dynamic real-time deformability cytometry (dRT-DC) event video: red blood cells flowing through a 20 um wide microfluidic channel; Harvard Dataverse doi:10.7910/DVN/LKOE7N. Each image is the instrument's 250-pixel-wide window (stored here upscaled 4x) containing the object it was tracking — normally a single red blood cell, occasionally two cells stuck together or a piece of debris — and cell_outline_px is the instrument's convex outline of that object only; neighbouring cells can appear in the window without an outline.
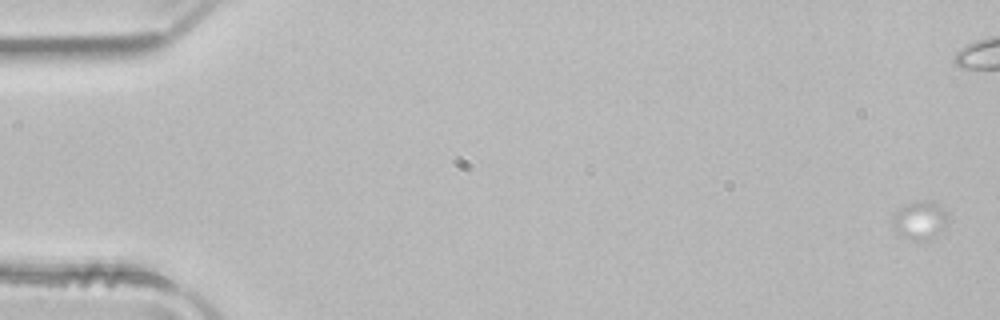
{"species": "common noctule bat (a hibernating species)", "species_latin": "Nyctalus noctula", "temperature_condition": "room temperature", "stored_images_in_passage": 20, "camera_frame_rate_fps": 3000, "um_per_image_px": 0.085, "animal": {"sex": "male", "body_mass_g": 21.5, "forearm_length_mm": 52.0}, "frame": {"image": 1, "passage_image": 1, "time_ms": 0.0, "image_size_px": [1000, 320], "cell_outline_px": [[948, 212], [944, 228], [936, 236], [924, 240], [916, 240], [904, 236], [896, 232], [892, 228], [892, 216], [904, 204], [912, 200], [928, 200], [944, 208]], "centroid_in_image_um": [78.17, 18.68], "position_along_channel_um": 6.8, "area_um2": 12.43}}